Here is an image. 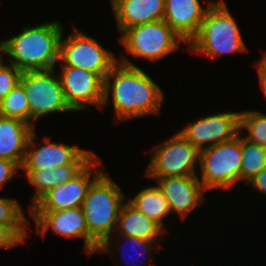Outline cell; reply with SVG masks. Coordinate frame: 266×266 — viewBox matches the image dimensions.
Returning a JSON list of instances; mask_svg holds the SVG:
<instances>
[{"label":"cell","mask_w":266,"mask_h":266,"mask_svg":"<svg viewBox=\"0 0 266 266\" xmlns=\"http://www.w3.org/2000/svg\"><path fill=\"white\" fill-rule=\"evenodd\" d=\"M119 56L104 79L102 108L108 104L111 93L115 121L158 115L164 100L162 89L123 53Z\"/></svg>","instance_id":"obj_1"},{"label":"cell","mask_w":266,"mask_h":266,"mask_svg":"<svg viewBox=\"0 0 266 266\" xmlns=\"http://www.w3.org/2000/svg\"><path fill=\"white\" fill-rule=\"evenodd\" d=\"M63 27L57 21L45 22L35 27H23L22 32L2 44L9 64L20 71L54 69L59 62L60 39Z\"/></svg>","instance_id":"obj_2"},{"label":"cell","mask_w":266,"mask_h":266,"mask_svg":"<svg viewBox=\"0 0 266 266\" xmlns=\"http://www.w3.org/2000/svg\"><path fill=\"white\" fill-rule=\"evenodd\" d=\"M125 194L104 172L92 183L82 210L89 234L100 244L98 252L110 253Z\"/></svg>","instance_id":"obj_3"},{"label":"cell","mask_w":266,"mask_h":266,"mask_svg":"<svg viewBox=\"0 0 266 266\" xmlns=\"http://www.w3.org/2000/svg\"><path fill=\"white\" fill-rule=\"evenodd\" d=\"M188 44L191 51L212 58L247 51L238 24L223 0L209 8L197 35Z\"/></svg>","instance_id":"obj_4"},{"label":"cell","mask_w":266,"mask_h":266,"mask_svg":"<svg viewBox=\"0 0 266 266\" xmlns=\"http://www.w3.org/2000/svg\"><path fill=\"white\" fill-rule=\"evenodd\" d=\"M199 151V181L205 188L228 189L235 182H241V136Z\"/></svg>","instance_id":"obj_5"},{"label":"cell","mask_w":266,"mask_h":266,"mask_svg":"<svg viewBox=\"0 0 266 266\" xmlns=\"http://www.w3.org/2000/svg\"><path fill=\"white\" fill-rule=\"evenodd\" d=\"M125 51L135 58L158 61L173 53L185 41L164 21L159 20L126 29L120 36Z\"/></svg>","instance_id":"obj_6"},{"label":"cell","mask_w":266,"mask_h":266,"mask_svg":"<svg viewBox=\"0 0 266 266\" xmlns=\"http://www.w3.org/2000/svg\"><path fill=\"white\" fill-rule=\"evenodd\" d=\"M20 84L23 86L30 107V126L35 129L36 120L44 115L73 110L66 102L55 68L25 71Z\"/></svg>","instance_id":"obj_7"},{"label":"cell","mask_w":266,"mask_h":266,"mask_svg":"<svg viewBox=\"0 0 266 266\" xmlns=\"http://www.w3.org/2000/svg\"><path fill=\"white\" fill-rule=\"evenodd\" d=\"M59 62L63 66L91 71L104 80L118 59L97 40L75 27L67 38L61 36Z\"/></svg>","instance_id":"obj_8"},{"label":"cell","mask_w":266,"mask_h":266,"mask_svg":"<svg viewBox=\"0 0 266 266\" xmlns=\"http://www.w3.org/2000/svg\"><path fill=\"white\" fill-rule=\"evenodd\" d=\"M197 163L199 150L177 132L154 147L145 174L147 177L194 176Z\"/></svg>","instance_id":"obj_9"},{"label":"cell","mask_w":266,"mask_h":266,"mask_svg":"<svg viewBox=\"0 0 266 266\" xmlns=\"http://www.w3.org/2000/svg\"><path fill=\"white\" fill-rule=\"evenodd\" d=\"M99 165H101L100 158L96 155L71 180L45 193L29 211H60L82 208L90 186L103 173L102 170H98ZM93 168H96L95 171L92 170ZM92 171L95 172L94 175H92Z\"/></svg>","instance_id":"obj_10"},{"label":"cell","mask_w":266,"mask_h":266,"mask_svg":"<svg viewBox=\"0 0 266 266\" xmlns=\"http://www.w3.org/2000/svg\"><path fill=\"white\" fill-rule=\"evenodd\" d=\"M61 66L58 74L61 87L64 91L66 102L74 111H86L90 109L88 105H96L102 109L104 100V80L91 71Z\"/></svg>","instance_id":"obj_11"},{"label":"cell","mask_w":266,"mask_h":266,"mask_svg":"<svg viewBox=\"0 0 266 266\" xmlns=\"http://www.w3.org/2000/svg\"><path fill=\"white\" fill-rule=\"evenodd\" d=\"M35 223L37 233L43 238L48 229L64 238L84 239V252L89 256L98 253L100 244L89 234L82 208L60 211H29Z\"/></svg>","instance_id":"obj_12"},{"label":"cell","mask_w":266,"mask_h":266,"mask_svg":"<svg viewBox=\"0 0 266 266\" xmlns=\"http://www.w3.org/2000/svg\"><path fill=\"white\" fill-rule=\"evenodd\" d=\"M241 131L240 112H221L197 119L178 132L201 151L230 141Z\"/></svg>","instance_id":"obj_13"},{"label":"cell","mask_w":266,"mask_h":266,"mask_svg":"<svg viewBox=\"0 0 266 266\" xmlns=\"http://www.w3.org/2000/svg\"><path fill=\"white\" fill-rule=\"evenodd\" d=\"M35 133L34 129L28 138L22 170L53 169L70 165L87 150L76 145L52 142L48 137H45L43 146L37 147Z\"/></svg>","instance_id":"obj_14"},{"label":"cell","mask_w":266,"mask_h":266,"mask_svg":"<svg viewBox=\"0 0 266 266\" xmlns=\"http://www.w3.org/2000/svg\"><path fill=\"white\" fill-rule=\"evenodd\" d=\"M149 178L157 181L156 185L167 199L170 210L183 220L194 208L204 202L203 193L206 190L199 181L198 175Z\"/></svg>","instance_id":"obj_15"},{"label":"cell","mask_w":266,"mask_h":266,"mask_svg":"<svg viewBox=\"0 0 266 266\" xmlns=\"http://www.w3.org/2000/svg\"><path fill=\"white\" fill-rule=\"evenodd\" d=\"M207 2L204 9L199 0H165L163 20L188 44L197 35L207 11L215 3Z\"/></svg>","instance_id":"obj_16"},{"label":"cell","mask_w":266,"mask_h":266,"mask_svg":"<svg viewBox=\"0 0 266 266\" xmlns=\"http://www.w3.org/2000/svg\"><path fill=\"white\" fill-rule=\"evenodd\" d=\"M121 34L128 28L163 20L165 0H110Z\"/></svg>","instance_id":"obj_17"},{"label":"cell","mask_w":266,"mask_h":266,"mask_svg":"<svg viewBox=\"0 0 266 266\" xmlns=\"http://www.w3.org/2000/svg\"><path fill=\"white\" fill-rule=\"evenodd\" d=\"M97 154L86 150L73 164L53 169L24 170L35 191L30 208L50 189L66 183L76 176Z\"/></svg>","instance_id":"obj_18"},{"label":"cell","mask_w":266,"mask_h":266,"mask_svg":"<svg viewBox=\"0 0 266 266\" xmlns=\"http://www.w3.org/2000/svg\"><path fill=\"white\" fill-rule=\"evenodd\" d=\"M33 130L19 119L0 116V158L10 160L21 168L27 141Z\"/></svg>","instance_id":"obj_19"},{"label":"cell","mask_w":266,"mask_h":266,"mask_svg":"<svg viewBox=\"0 0 266 266\" xmlns=\"http://www.w3.org/2000/svg\"><path fill=\"white\" fill-rule=\"evenodd\" d=\"M118 237L120 235L127 237L143 238L146 240L157 241L165 239L163 234L164 230L153 220L146 217L142 212L138 211L128 201L121 207L119 217L117 220V227L115 230Z\"/></svg>","instance_id":"obj_20"},{"label":"cell","mask_w":266,"mask_h":266,"mask_svg":"<svg viewBox=\"0 0 266 266\" xmlns=\"http://www.w3.org/2000/svg\"><path fill=\"white\" fill-rule=\"evenodd\" d=\"M138 211L165 229L163 218L171 212L167 199L158 186H147L140 190L134 198L127 200ZM164 227V228H163Z\"/></svg>","instance_id":"obj_21"},{"label":"cell","mask_w":266,"mask_h":266,"mask_svg":"<svg viewBox=\"0 0 266 266\" xmlns=\"http://www.w3.org/2000/svg\"><path fill=\"white\" fill-rule=\"evenodd\" d=\"M241 181L247 183L266 167V148L241 137Z\"/></svg>","instance_id":"obj_22"},{"label":"cell","mask_w":266,"mask_h":266,"mask_svg":"<svg viewBox=\"0 0 266 266\" xmlns=\"http://www.w3.org/2000/svg\"><path fill=\"white\" fill-rule=\"evenodd\" d=\"M16 199L0 197V225L10 227L24 242L30 236L26 230L29 220Z\"/></svg>","instance_id":"obj_23"},{"label":"cell","mask_w":266,"mask_h":266,"mask_svg":"<svg viewBox=\"0 0 266 266\" xmlns=\"http://www.w3.org/2000/svg\"><path fill=\"white\" fill-rule=\"evenodd\" d=\"M0 116L19 119L30 125V107L20 83L0 101Z\"/></svg>","instance_id":"obj_24"},{"label":"cell","mask_w":266,"mask_h":266,"mask_svg":"<svg viewBox=\"0 0 266 266\" xmlns=\"http://www.w3.org/2000/svg\"><path fill=\"white\" fill-rule=\"evenodd\" d=\"M246 129L243 137L254 144L266 148V113L260 111H240V129Z\"/></svg>","instance_id":"obj_25"},{"label":"cell","mask_w":266,"mask_h":266,"mask_svg":"<svg viewBox=\"0 0 266 266\" xmlns=\"http://www.w3.org/2000/svg\"><path fill=\"white\" fill-rule=\"evenodd\" d=\"M22 73L12 64L0 67V101L20 83Z\"/></svg>","instance_id":"obj_26"},{"label":"cell","mask_w":266,"mask_h":266,"mask_svg":"<svg viewBox=\"0 0 266 266\" xmlns=\"http://www.w3.org/2000/svg\"><path fill=\"white\" fill-rule=\"evenodd\" d=\"M125 239L123 238V241L122 242H126L127 245L128 243L130 247H134V251H137L138 249L140 250V252H138L140 255L143 254L144 255V260H145V255L146 257H148V259H152L150 258L151 257V254L152 251H153V248H154V252H155V245L158 246L157 242L153 241V240H146V239H143V238H136V237H127V236H124ZM153 243H155V245H153ZM132 245V246H131ZM124 245H119V250H123ZM131 249V248H130ZM136 249V250H135ZM138 250V251H139ZM124 251V250H123ZM143 252V253H142ZM123 253V252H122ZM135 254V253H134ZM124 255V254H123ZM122 256V255H120ZM142 259V258H141ZM131 261L133 262V258H131ZM128 264V263H127ZM135 262H133V265L134 266ZM138 265L137 266H143V264L145 265L144 261H142V263H137ZM136 266V265H135Z\"/></svg>","instance_id":"obj_27"},{"label":"cell","mask_w":266,"mask_h":266,"mask_svg":"<svg viewBox=\"0 0 266 266\" xmlns=\"http://www.w3.org/2000/svg\"><path fill=\"white\" fill-rule=\"evenodd\" d=\"M23 240L8 226L0 225V248H11L23 244Z\"/></svg>","instance_id":"obj_28"},{"label":"cell","mask_w":266,"mask_h":266,"mask_svg":"<svg viewBox=\"0 0 266 266\" xmlns=\"http://www.w3.org/2000/svg\"><path fill=\"white\" fill-rule=\"evenodd\" d=\"M18 169L21 168L16 163L0 158V189L8 180L18 173Z\"/></svg>","instance_id":"obj_29"},{"label":"cell","mask_w":266,"mask_h":266,"mask_svg":"<svg viewBox=\"0 0 266 266\" xmlns=\"http://www.w3.org/2000/svg\"><path fill=\"white\" fill-rule=\"evenodd\" d=\"M247 185L252 186V188L257 191L259 190V193L266 194V167L252 178Z\"/></svg>","instance_id":"obj_30"},{"label":"cell","mask_w":266,"mask_h":266,"mask_svg":"<svg viewBox=\"0 0 266 266\" xmlns=\"http://www.w3.org/2000/svg\"><path fill=\"white\" fill-rule=\"evenodd\" d=\"M257 74H258V82L260 89L263 91V94H265L266 97V73L258 66L256 65Z\"/></svg>","instance_id":"obj_31"},{"label":"cell","mask_w":266,"mask_h":266,"mask_svg":"<svg viewBox=\"0 0 266 266\" xmlns=\"http://www.w3.org/2000/svg\"><path fill=\"white\" fill-rule=\"evenodd\" d=\"M258 66L266 73V52L263 53V57L260 58Z\"/></svg>","instance_id":"obj_32"},{"label":"cell","mask_w":266,"mask_h":266,"mask_svg":"<svg viewBox=\"0 0 266 266\" xmlns=\"http://www.w3.org/2000/svg\"><path fill=\"white\" fill-rule=\"evenodd\" d=\"M2 54H4L5 55V49H4V46H3V44H2V42L0 41V67L4 64L3 63V58H2Z\"/></svg>","instance_id":"obj_33"}]
</instances>
